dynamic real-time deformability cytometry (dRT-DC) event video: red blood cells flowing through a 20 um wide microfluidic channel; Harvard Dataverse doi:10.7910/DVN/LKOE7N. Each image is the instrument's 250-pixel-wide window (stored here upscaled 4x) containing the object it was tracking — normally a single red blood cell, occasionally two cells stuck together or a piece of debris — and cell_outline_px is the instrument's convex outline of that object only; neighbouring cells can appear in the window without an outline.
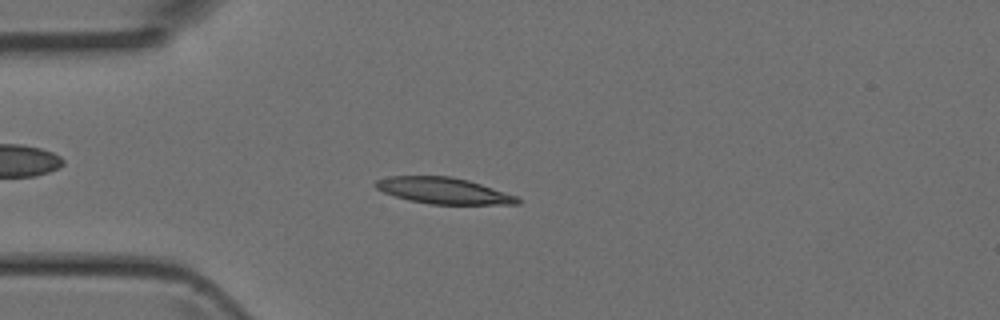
{"species": "Egyptian fruit bat (a non-hibernating species)", "species_latin": "Rousettus aegyptiacus", "temperature_condition": "room temperature", "stored_images_in_passage": 45, "camera_frame_rate_fps": 3000, "um_per_image_px": 0.085, "animal": {"sex": "female"}, "frame": {"image": 1, "passage_image": 11, "time_ms": 3.333, "image_size_px": [1000, 320], "cell_outline_px": [[520, 204], [432, 204], [408, 200], [384, 192], [376, 188], [372, 184], [376, 180], [392, 176], [452, 176], [468, 180], [516, 196], [520, 200]], "centroid_in_image_um": [37.66, 16.2], "position_along_channel_um": 47.3, "area_um2": 21.44}}
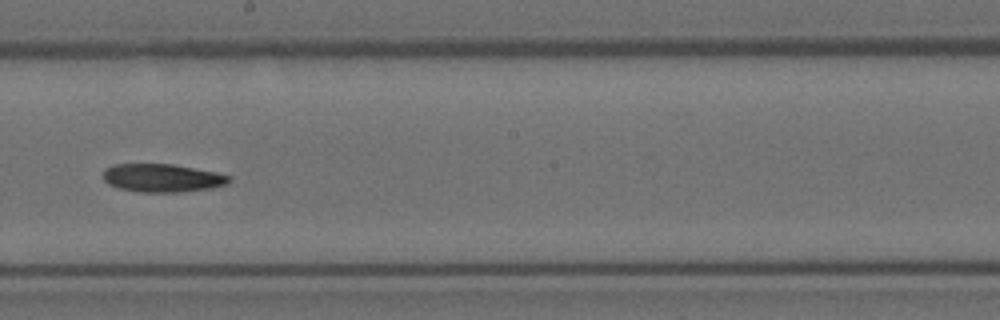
{"frame": {"image": 2, "passage_image": 25, "time_ms": 8.0, "image_size_px": [1000, 320], "cell_outline_px": [[232, 180], [228, 184], [212, 188], [180, 192], [140, 192], [120, 188], [108, 184], [104, 180], [104, 168], [112, 164], [172, 164], [216, 172], [232, 176]], "centroid_in_image_um": [13.82, 15.12], "position_along_channel_um": 234.4, "area_um2": 20.81}}
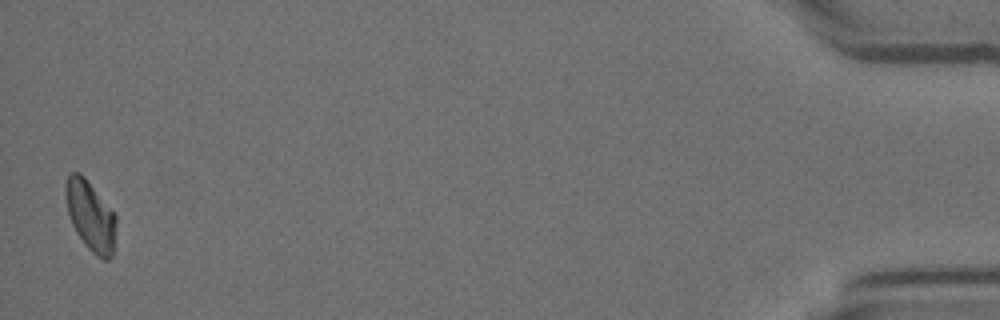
{"frame": {"image": 3, "passage_image": 45, "time_ms": 14.667, "image_size_px": [1000, 320], "cell_outline_px": [[116, 220], [112, 256], [108, 260], [104, 260], [96, 256], [84, 244], [76, 232], [72, 224], [68, 212], [64, 192], [64, 184], [68, 176], [72, 172], [80, 172], [84, 176], [116, 216]], "centroid_in_image_um": [7.66, 18.34], "position_along_channel_um": 427.5, "area_um2": 20.4}}